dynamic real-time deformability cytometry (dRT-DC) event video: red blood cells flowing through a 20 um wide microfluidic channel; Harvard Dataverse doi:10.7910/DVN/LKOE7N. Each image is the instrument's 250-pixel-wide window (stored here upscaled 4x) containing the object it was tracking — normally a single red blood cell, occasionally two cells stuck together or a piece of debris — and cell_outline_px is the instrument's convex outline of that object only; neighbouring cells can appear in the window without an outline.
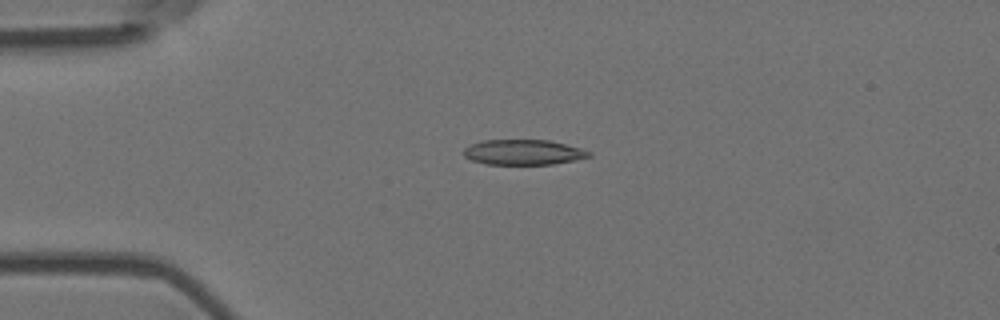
{"species": "Egyptian fruit bat (a non-hibernating species)", "species_latin": "Rousettus aegyptiacus", "temperature_condition": "room temperature", "stored_images_in_passage": 5, "camera_frame_rate_fps": 3000, "um_per_image_px": 0.085, "animal": {"sex": "female"}, "frame": {"image": 1, "passage_image": 4, "time_ms": 1.0, "image_size_px": [1000, 320], "cell_outline_px": [[592, 156], [552, 164], [484, 164], [472, 160], [464, 156], [464, 148], [472, 144], [484, 140], [548, 140], [580, 148], [592, 152]], "centroid_in_image_um": [44.47, 12.94], "position_along_channel_um": 40.5, "area_um2": 18.21}}